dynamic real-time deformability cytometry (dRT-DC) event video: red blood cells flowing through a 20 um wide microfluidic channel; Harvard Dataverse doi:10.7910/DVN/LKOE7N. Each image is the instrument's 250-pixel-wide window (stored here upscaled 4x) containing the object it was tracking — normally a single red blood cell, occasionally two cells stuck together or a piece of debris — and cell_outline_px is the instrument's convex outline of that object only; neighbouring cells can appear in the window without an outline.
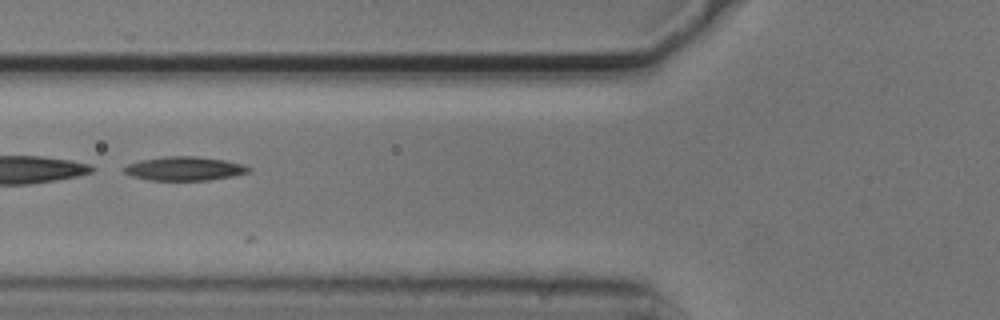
{"species": "common noctule bat (a hibernating species)", "species_latin": "Nyctalus noctula", "temperature_condition": "cold", "stored_images_in_passage": 19, "camera_frame_rate_fps": 3000, "um_per_image_px": 0.085, "animal": {"sex": "male", "body_mass_g": 20.5, "forearm_length_mm": 52.5}, "frame": {"image": 1, "passage_image": 14, "time_ms": 4.333, "image_size_px": [1000, 320], "cell_outline_px": [[252, 172], [232, 176], [208, 180], [148, 180], [132, 176], [124, 172], [124, 168], [128, 164], [140, 160], [164, 156], [196, 156], [224, 160], [244, 164], [252, 168]], "centroid_in_image_um": [15.72, 14.33], "position_along_channel_um": 110.1, "area_um2": 17.4}}
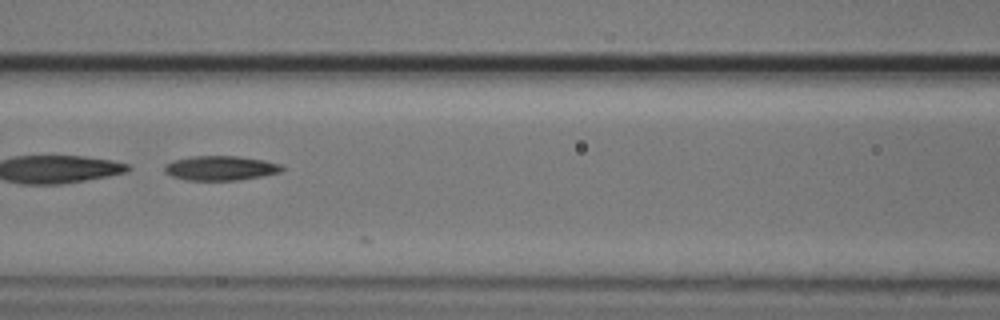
{"frame": {"image": 2, "passage_image": 17, "time_ms": 5.333, "image_size_px": [1000, 320], "cell_outline_px": [[284, 168], [280, 172], [240, 180], [184, 180], [172, 176], [164, 172], [164, 164], [172, 160], [192, 156], [236, 156], [264, 160], [284, 164]], "centroid_in_image_um": [18.73, 14.28], "position_along_channel_um": 147.9, "area_um2": 16.94}}